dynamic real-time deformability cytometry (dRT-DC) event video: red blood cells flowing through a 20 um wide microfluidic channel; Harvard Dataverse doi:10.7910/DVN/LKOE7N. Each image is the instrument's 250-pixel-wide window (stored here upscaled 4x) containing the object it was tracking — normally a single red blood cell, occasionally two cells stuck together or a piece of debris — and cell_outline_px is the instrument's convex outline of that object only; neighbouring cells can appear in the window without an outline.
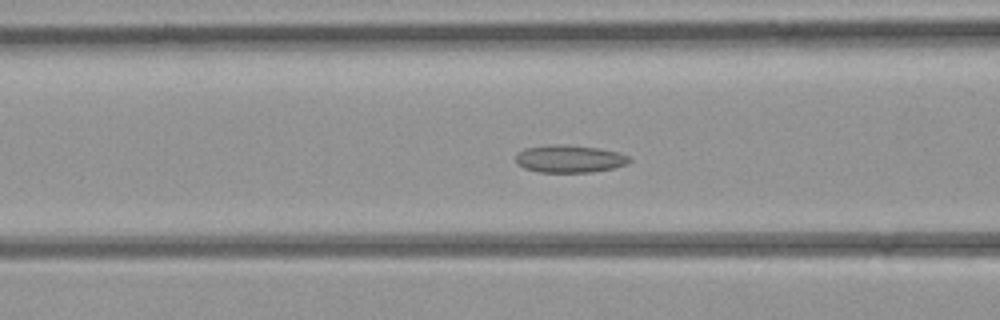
{"species": "common noctule bat (a hibernating species)", "species_latin": "Nyctalus noctula", "temperature_condition": "room temperature", "stored_images_in_passage": 45, "camera_frame_rate_fps": 3000, "um_per_image_px": 0.085, "animal": {"sex": "female", "body_mass_g": 21.9}, "frame": {"image": 1, "passage_image": 17, "time_ms": 5.333, "image_size_px": [1000, 320], "cell_outline_px": [[632, 160], [628, 164], [612, 168], [592, 172], [540, 172], [524, 168], [516, 160], [516, 152], [524, 148], [552, 144], [568, 144], [600, 148], [616, 152], [628, 156]], "centroid_in_image_um": [48.41, 13.48], "position_along_channel_um": 118.2, "area_um2": 18.32}}
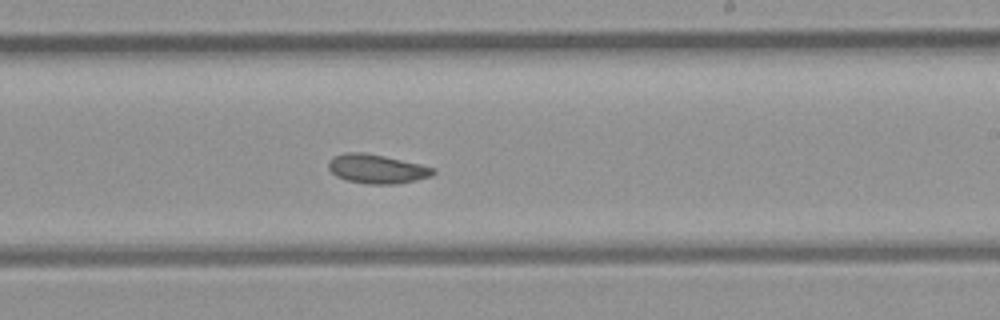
{"frame": {"image": 2, "passage_image": 26, "time_ms": 8.333, "image_size_px": [1000, 320], "cell_outline_px": [[436, 172], [432, 176], [416, 180], [396, 184], [368, 184], [348, 180], [336, 176], [328, 168], [328, 160], [332, 156], [344, 152], [364, 152], [384, 156], [420, 164], [436, 168]], "centroid_in_image_um": [32.03, 14.35], "position_along_channel_um": 257.0, "area_um2": 17.86}}
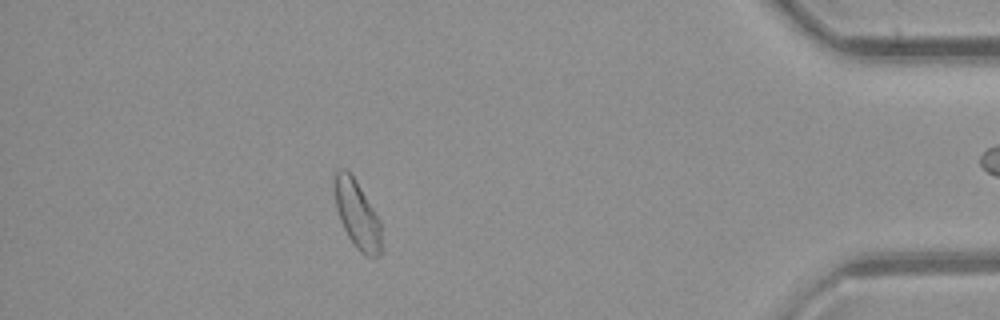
{"frame": {"image": 3, "passage_image": 39, "time_ms": 12.667, "image_size_px": [1000, 320], "cell_outline_px": [[380, 256], [364, 256], [352, 244], [340, 220], [336, 208], [336, 168], [344, 168], [352, 176], [360, 188], [380, 220]], "centroid_in_image_um": [30.36, 18.28], "position_along_channel_um": 404.8, "area_um2": 17.92}}